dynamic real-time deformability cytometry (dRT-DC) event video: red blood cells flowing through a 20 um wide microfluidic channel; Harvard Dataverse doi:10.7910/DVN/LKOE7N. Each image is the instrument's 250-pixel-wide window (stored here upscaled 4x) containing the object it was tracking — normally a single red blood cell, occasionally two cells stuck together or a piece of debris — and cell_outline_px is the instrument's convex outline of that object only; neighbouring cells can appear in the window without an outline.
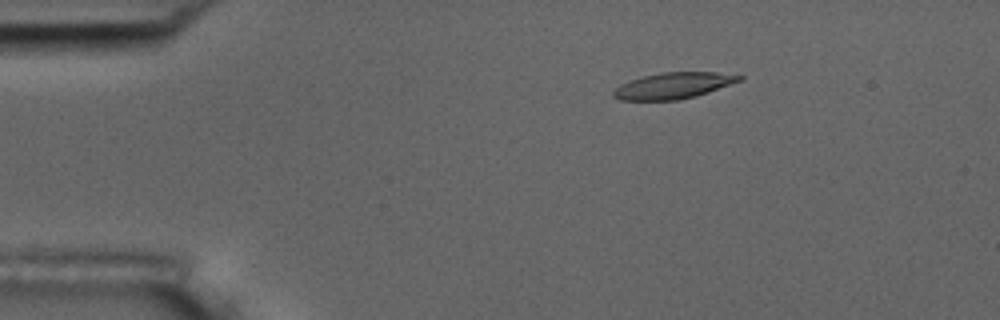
{"species": "common noctule bat (a hibernating species)", "species_latin": "Nyctalus noctula", "temperature_condition": "room temperature", "stored_images_in_passage": 7, "camera_frame_rate_fps": 3000, "um_per_image_px": 0.085, "animal": {"sex": "male", "body_mass_g": 17.5, "forearm_length_mm": 52.3}, "frame": {"image": 1, "passage_image": 3, "time_ms": 2.333, "image_size_px": [1000, 320], "cell_outline_px": [[744, 80], [696, 96], [680, 100], [620, 100], [612, 96], [612, 92], [620, 84], [644, 76], [660, 72], [716, 72], [744, 76]], "centroid_in_image_um": [57.26, 7.28], "position_along_channel_um": 27.7, "area_um2": 19.25}}